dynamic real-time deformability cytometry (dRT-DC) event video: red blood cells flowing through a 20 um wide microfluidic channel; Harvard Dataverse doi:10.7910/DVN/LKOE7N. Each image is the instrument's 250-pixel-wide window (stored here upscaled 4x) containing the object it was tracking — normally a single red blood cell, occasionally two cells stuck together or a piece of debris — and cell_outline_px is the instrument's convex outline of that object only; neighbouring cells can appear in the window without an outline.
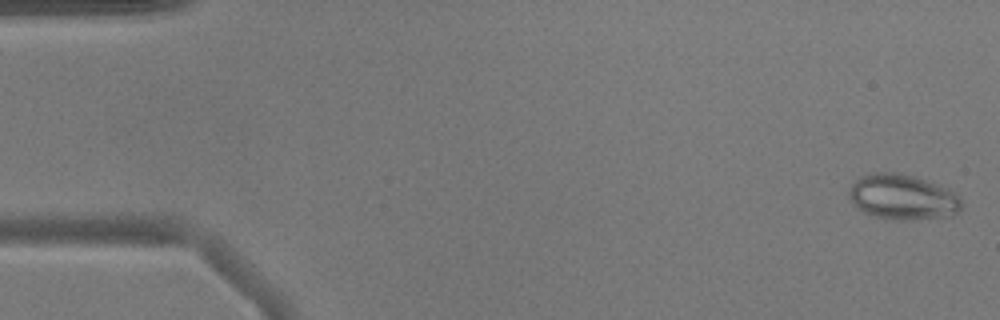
{"species": "common noctule bat (a hibernating species)", "species_latin": "Nyctalus noctula", "temperature_condition": "warm", "stored_images_in_passage": 51, "camera_frame_rate_fps": 3000, "um_per_image_px": 0.085, "animal": {"sex": "male", "body_mass_g": 17.9}, "frame": {"image": 1, "passage_image": 1, "time_ms": 0.0, "image_size_px": [1000, 320], "cell_outline_px": [[964, 204], [952, 216], [876, 216], [864, 212], [856, 208], [848, 196], [848, 192], [852, 184], [860, 176], [872, 172], [896, 172], [916, 176], [948, 188], [956, 192]], "centroid_in_image_um": [76.71, 16.66], "position_along_channel_um": 8.3, "area_um2": 28.78}}
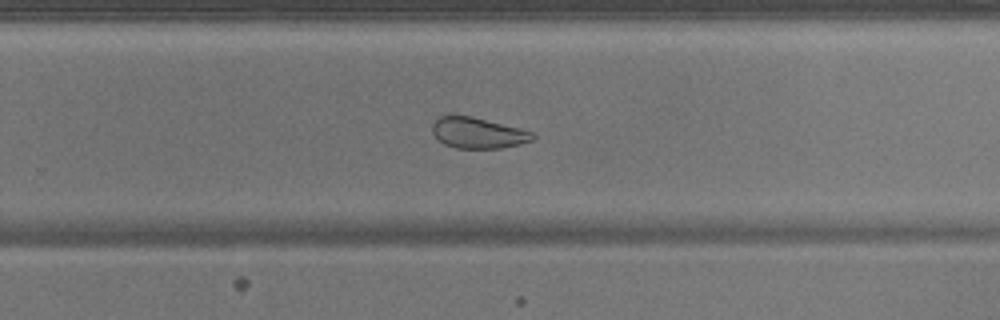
{"frame": {"image": 2, "passage_image": 33, "time_ms": 10.667, "image_size_px": [1000, 320], "cell_outline_px": [[536, 136], [532, 140], [520, 144], [500, 148], [456, 148], [444, 144], [432, 132], [432, 124], [440, 116], [472, 116], [520, 128], [532, 132]], "centroid_in_image_um": [40.64, 11.3], "position_along_channel_um": 289.2, "area_um2": 17.86}}
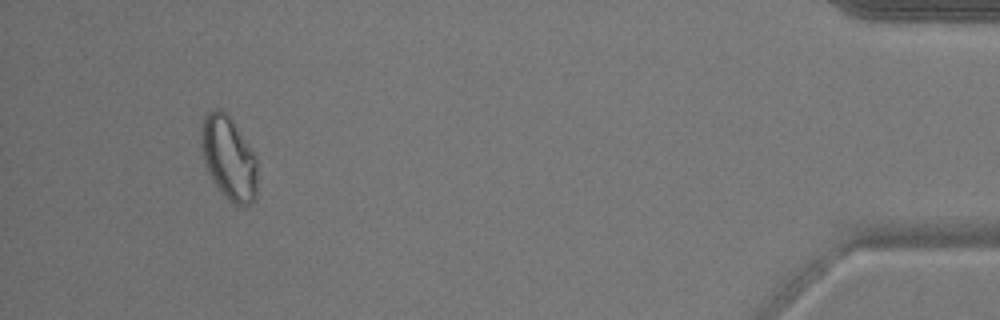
{"frame": {"image": 3, "passage_image": 48, "time_ms": 15.667, "image_size_px": [1000, 320], "cell_outline_px": [[256, 196], [248, 204], [232, 204], [224, 196], [208, 172], [204, 160], [200, 144], [200, 128], [204, 116], [212, 108], [220, 108], [228, 112], [256, 156]], "centroid_in_image_um": [19.41, 13.35], "position_along_channel_um": 415.8, "area_um2": 27.46}, "authors_computed_cell_mechanics": {"area_um2": 24.3916, "velocity_mm_per_s": 3.8994, "shape_relaxation_time_tau1_ms": null, "shape_relaxation_time_tau2_ms": 1.6893, "deformation_change_tau1": null, "deformation_change_tau2": 0.0784}}